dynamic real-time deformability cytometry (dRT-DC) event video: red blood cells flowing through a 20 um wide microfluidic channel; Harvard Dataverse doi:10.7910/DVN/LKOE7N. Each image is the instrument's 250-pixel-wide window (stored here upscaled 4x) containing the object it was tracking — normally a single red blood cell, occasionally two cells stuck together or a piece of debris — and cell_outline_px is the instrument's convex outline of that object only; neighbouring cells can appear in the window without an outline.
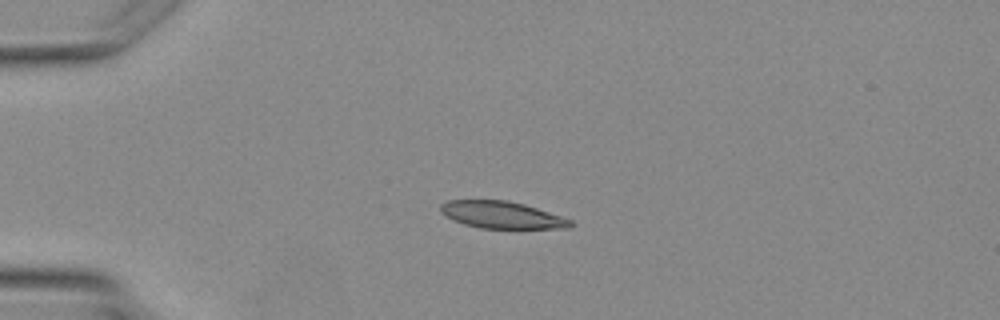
{"species": "Egyptian fruit bat (a non-hibernating species)", "species_latin": "Rousettus aegyptiacus", "temperature_condition": "warm", "stored_images_in_passage": 4, "camera_frame_rate_fps": 3000, "um_per_image_px": 0.085, "animal": {"sex": "female"}, "frame": {"image": 1, "passage_image": 3, "time_ms": 2.333, "image_size_px": [1000, 320], "cell_outline_px": [[576, 224], [572, 228], [480, 228], [464, 224], [452, 220], [440, 212], [440, 204], [448, 200], [508, 200], [524, 204], [572, 220]], "centroid_in_image_um": [42.65, 18.27], "position_along_channel_um": 42.4, "area_um2": 20.52}}